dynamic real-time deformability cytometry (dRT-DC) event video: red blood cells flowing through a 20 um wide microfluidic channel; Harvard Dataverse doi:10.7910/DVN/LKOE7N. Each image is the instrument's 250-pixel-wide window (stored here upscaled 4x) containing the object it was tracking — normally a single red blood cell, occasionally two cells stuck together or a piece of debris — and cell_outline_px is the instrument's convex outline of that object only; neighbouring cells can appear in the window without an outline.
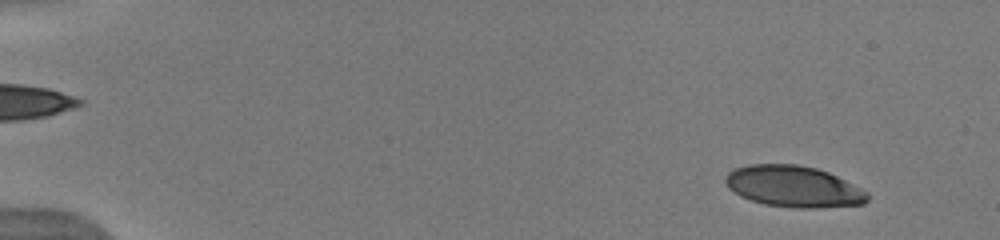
{"species": "human", "species_latin": "Homo sapiens", "temperature_condition": "warm", "stored_images_in_passage": 52, "camera_frame_rate_fps": 3000, "um_per_image_px": 0.085, "donor": {"sex": "male"}, "frame": {"image": 1, "passage_image": 5, "time_ms": 1.333, "image_size_px": [1000, 240], "cell_outline_px": [[868, 200], [864, 204], [820, 208], [800, 208], [764, 204], [740, 196], [728, 188], [724, 180], [724, 176], [728, 172], [736, 168], [748, 164], [796, 164], [816, 168], [828, 172], [868, 192]], "centroid_in_image_um": [67.43, 15.85], "position_along_channel_um": 17.6, "area_um2": 34.16}}
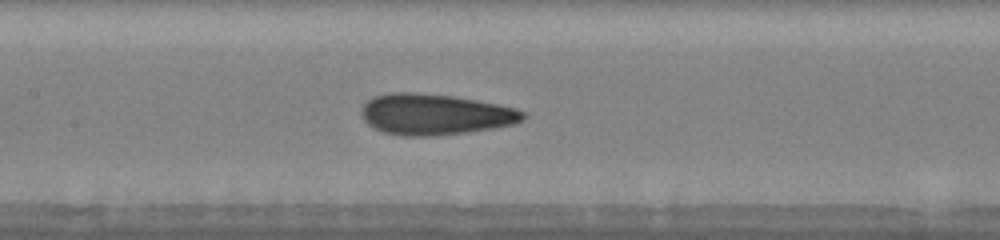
{"frame": {"image": 2, "passage_image": 27, "time_ms": 8.667, "image_size_px": [1000, 240], "cell_outline_px": [[524, 120], [516, 124], [468, 132], [436, 136], [400, 136], [384, 132], [368, 124], [364, 120], [360, 112], [364, 104], [372, 96], [392, 92], [412, 92], [452, 96], [476, 100], [516, 108], [524, 112]], "centroid_in_image_um": [36.96, 9.72], "position_along_channel_um": 170.4, "area_um2": 38.61}}
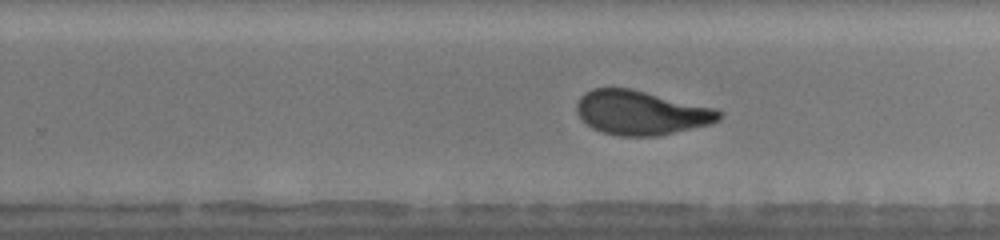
{"frame": {"image": 3, "passage_image": 35, "time_ms": 11.333, "image_size_px": [1000, 240], "cell_outline_px": [[724, 112], [720, 120], [708, 124], [656, 136], [620, 136], [604, 132], [592, 128], [576, 112], [576, 104], [580, 96], [584, 92], [592, 88], [632, 88], [716, 108]], "centroid_in_image_um": [54.5, 9.56], "position_along_channel_um": 275.3, "area_um2": 36.7}, "authors_computed_cell_mechanics": {"area_um2": 36.2406, "velocity_mm_per_s": 3.9441, "shape_relaxation_time_tau1_ms": 4.8251, "shape_relaxation_time_tau2_ms": 0.9095, "deformation_change_tau1": 0.1962, "deformation_change_tau2": 0.0725}}